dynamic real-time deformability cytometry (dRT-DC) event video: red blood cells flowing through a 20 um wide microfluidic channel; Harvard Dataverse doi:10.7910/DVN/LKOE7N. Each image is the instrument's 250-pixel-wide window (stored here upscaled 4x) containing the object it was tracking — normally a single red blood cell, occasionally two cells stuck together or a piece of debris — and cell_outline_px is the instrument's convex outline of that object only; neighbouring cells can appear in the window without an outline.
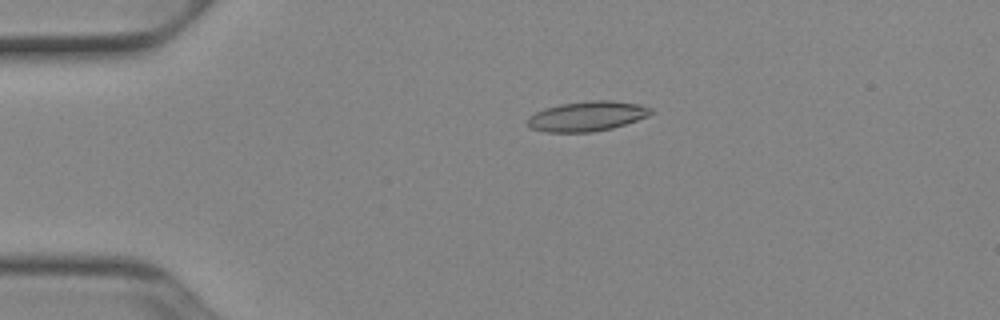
{"species": "Egyptian fruit bat (a non-hibernating species)", "species_latin": "Rousettus aegyptiacus", "temperature_condition": "cold", "stored_images_in_passage": 52, "camera_frame_rate_fps": 3000, "um_per_image_px": 0.085, "animal": {"sex": "female"}, "frame": {"image": 1, "passage_image": 11, "time_ms": 3.333, "image_size_px": [1000, 320], "cell_outline_px": [[652, 112], [648, 116], [612, 128], [592, 132], [548, 132], [532, 128], [524, 120], [528, 116], [544, 108], [560, 104], [588, 100], [612, 100], [640, 104], [652, 108]], "centroid_in_image_um": [49.88, 9.86], "position_along_channel_um": 35.1, "area_um2": 21.56}}
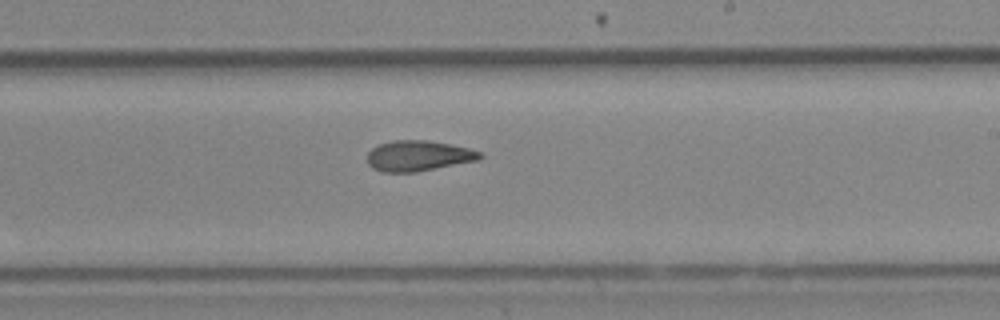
{"frame": {"image": 2, "passage_image": 31, "time_ms": 10.0, "image_size_px": [1000, 320], "cell_outline_px": [[484, 156], [480, 160], [416, 172], [384, 172], [372, 168], [368, 164], [368, 152], [372, 148], [380, 144], [392, 140], [428, 140], [468, 148], [484, 152]], "centroid_in_image_um": [35.6, 13.25], "position_along_channel_um": 253.4, "area_um2": 20.17}}
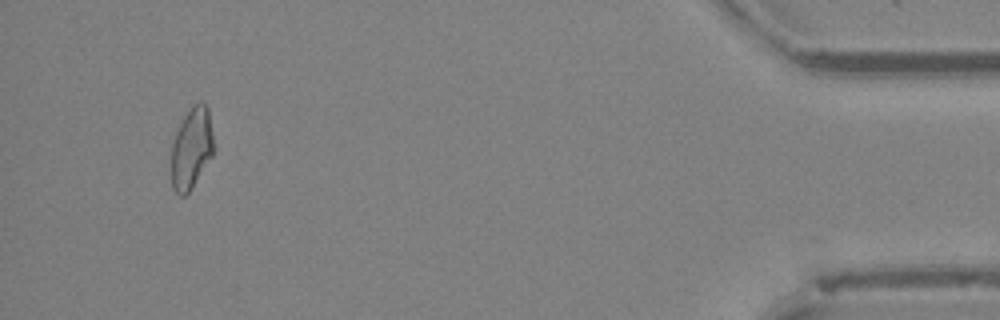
{"frame": {"image": 3, "passage_image": 49, "time_ms": 16.0, "image_size_px": [1000, 320], "cell_outline_px": [[212, 156], [192, 188], [184, 196], [180, 196], [172, 188], [172, 144], [176, 132], [184, 116], [192, 104], [200, 100], [204, 100], [208, 108], [212, 132]], "centroid_in_image_um": [16.28, 12.57], "position_along_channel_um": 418.9, "area_um2": 19.94}, "authors_computed_cell_mechanics": {"area_um2": 20.4323, "velocity_mm_per_s": 3.9274, "shape_relaxation_time_tau1_ms": null, "shape_relaxation_time_tau2_ms": 3.2012, "deformation_change_tau1": null, "deformation_change_tau2": 0.1117}}